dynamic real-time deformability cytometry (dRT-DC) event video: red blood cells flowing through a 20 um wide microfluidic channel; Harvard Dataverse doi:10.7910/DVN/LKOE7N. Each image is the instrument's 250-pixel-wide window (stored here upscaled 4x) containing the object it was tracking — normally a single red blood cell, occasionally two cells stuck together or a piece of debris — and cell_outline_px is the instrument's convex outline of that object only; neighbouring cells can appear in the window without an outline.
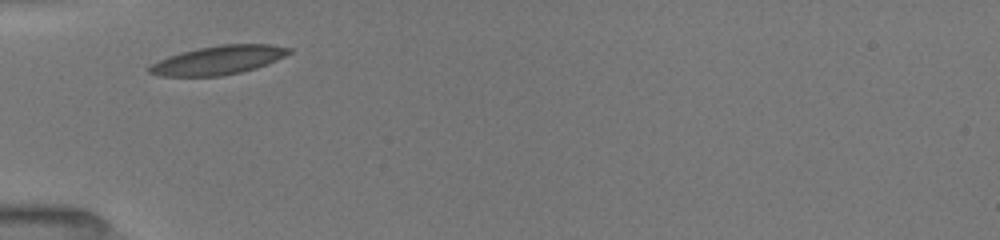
{"species": "common noctule bat (a hibernating species)", "species_latin": "Nyctalus noctula", "temperature_condition": "room temperature", "stored_images_in_passage": 16, "camera_frame_rate_fps": 3000, "um_per_image_px": 0.085, "animal": {"sex": "female", "body_mass_g": 19.5, "forearm_length_mm": 54.1}, "frame": {"image": 1, "passage_image": 1, "time_ms": 0.0, "image_size_px": [1000, 240], "cell_outline_px": [[292, 52], [276, 60], [256, 68], [240, 72], [220, 76], [160, 76], [148, 72], [148, 68], [152, 64], [168, 56], [200, 48], [220, 44], [272, 44], [292, 48]], "centroid_in_image_um": [18.59, 5.11], "position_along_channel_um": 66.4, "area_um2": 23.18}}
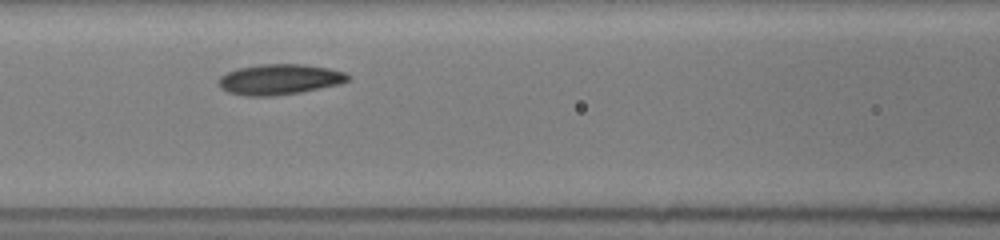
{"frame": {"image": 2, "passage_image": 9, "time_ms": 2.0, "image_size_px": [1000, 240], "cell_outline_px": [[352, 76], [348, 80], [340, 84], [300, 92], [272, 96], [244, 96], [228, 92], [220, 88], [216, 80], [220, 76], [236, 68], [260, 64], [304, 64], [328, 68], [344, 72]], "centroid_in_image_um": [23.72, 6.74], "position_along_channel_um": 142.9, "area_um2": 23.18}}
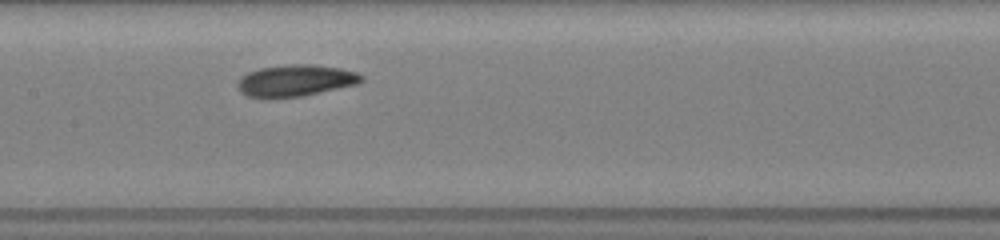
{"frame": {"image": 3, "passage_image": 15, "time_ms": 3.0, "image_size_px": [1000, 240], "cell_outline_px": [[364, 80], [360, 84], [304, 96], [264, 100], [248, 96], [240, 92], [236, 88], [236, 80], [240, 76], [248, 72], [260, 68], [288, 64], [312, 64], [340, 68], [356, 72], [364, 76]], "centroid_in_image_um": [25.08, 6.88], "position_along_channel_um": 182.3, "area_um2": 23.7}}